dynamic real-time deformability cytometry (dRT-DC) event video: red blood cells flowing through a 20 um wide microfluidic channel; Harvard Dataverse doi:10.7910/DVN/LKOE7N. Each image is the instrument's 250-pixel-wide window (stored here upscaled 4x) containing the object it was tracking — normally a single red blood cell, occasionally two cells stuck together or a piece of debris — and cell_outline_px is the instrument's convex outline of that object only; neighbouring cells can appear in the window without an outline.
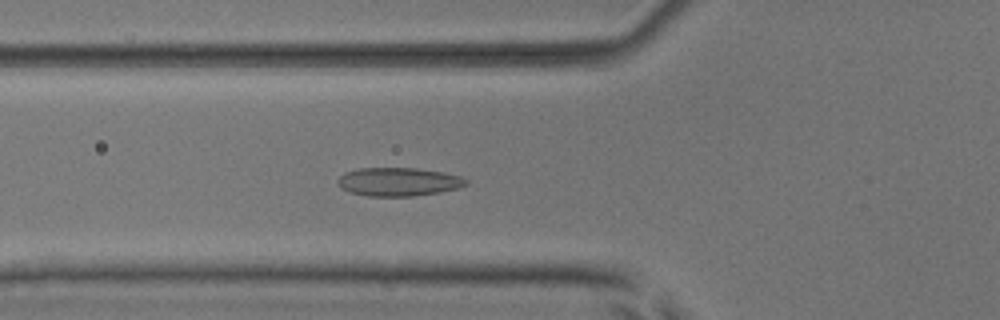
{"species": "common noctule bat (a hibernating species)", "species_latin": "Nyctalus noctula", "temperature_condition": "room temperature", "stored_images_in_passage": 53, "camera_frame_rate_fps": 3000, "um_per_image_px": 0.085, "animal": {"sex": "male", "body_mass_g": 17.9, "forearm_length_mm": 54.2}, "frame": {"image": 1, "passage_image": 20, "time_ms": 6.333, "image_size_px": [1000, 320], "cell_outline_px": [[468, 184], [460, 188], [440, 192], [412, 196], [368, 196], [352, 192], [336, 184], [336, 180], [344, 172], [360, 168], [416, 168], [444, 172], [460, 176], [468, 180]], "centroid_in_image_um": [33.9, 15.44], "position_along_channel_um": 91.9, "area_um2": 21.33}}
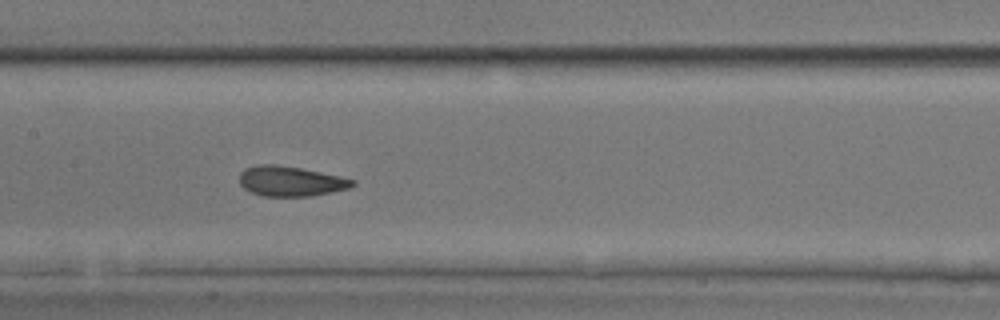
{"frame": {"image": 2, "passage_image": 27, "time_ms": 8.667, "image_size_px": [1000, 320], "cell_outline_px": [[356, 184], [348, 188], [312, 196], [260, 196], [244, 188], [240, 184], [240, 172], [244, 168], [256, 164], [276, 164], [300, 168], [340, 176], [356, 180]], "centroid_in_image_um": [24.68, 15.39], "position_along_channel_um": 182.7, "area_um2": 19.83}}
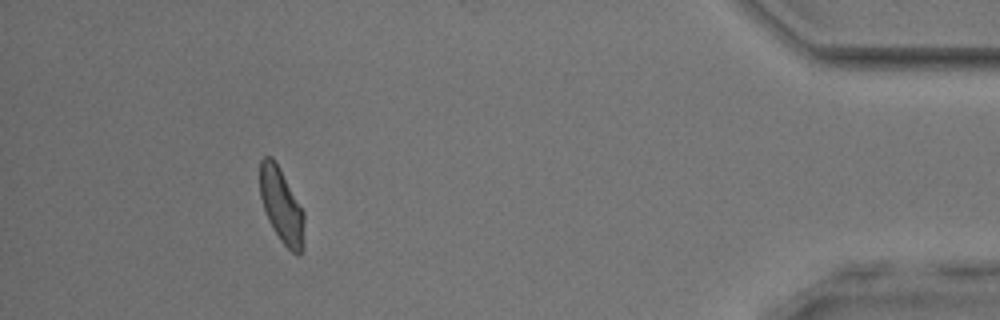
{"frame": {"image": 3, "passage_image": 49, "time_ms": 16.0, "image_size_px": [1000, 320], "cell_outline_px": [[304, 248], [300, 256], [296, 256], [280, 240], [272, 228], [268, 220], [260, 196], [260, 160], [264, 156], [272, 156], [304, 212]], "centroid_in_image_um": [23.94, 17.54], "position_along_channel_um": 411.3, "area_um2": 19.25}, "authors_computed_cell_mechanics": {"area_um2": 19.941, "velocity_mm_per_s": 3.8884, "shape_relaxation_time_tau1_ms": 5.3999, "shape_relaxation_time_tau2_ms": 1.1348, "deformation_change_tau1": 0.1248, "deformation_change_tau2": 0.0733}}